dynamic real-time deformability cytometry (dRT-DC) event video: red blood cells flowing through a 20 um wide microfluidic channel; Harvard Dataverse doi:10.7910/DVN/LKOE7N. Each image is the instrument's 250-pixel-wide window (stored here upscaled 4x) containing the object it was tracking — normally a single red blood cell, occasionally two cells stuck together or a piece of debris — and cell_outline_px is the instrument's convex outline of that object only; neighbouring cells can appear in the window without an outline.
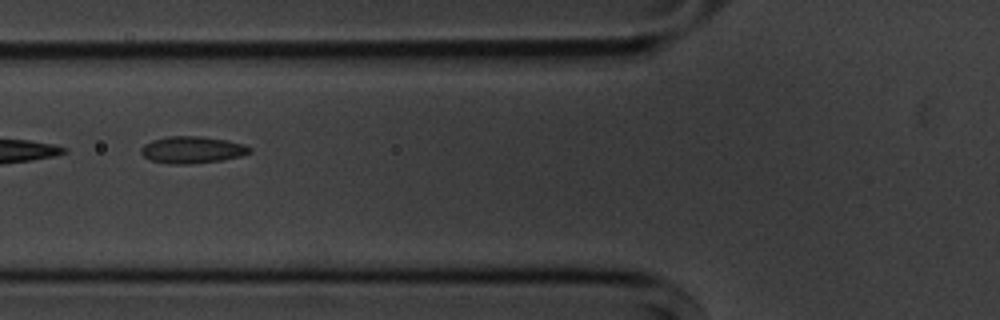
{"species": "common noctule bat (a hibernating species)", "species_latin": "Nyctalus noctula", "temperature_condition": "cold", "stored_images_in_passage": 10, "camera_frame_rate_fps": 3000, "um_per_image_px": 0.085, "animal": {"sex": "male", "body_mass_g": 20.1, "forearm_length_mm": 53.5}, "frame": {"image": 1, "passage_image": 2, "time_ms": 1.333, "image_size_px": [1000, 320], "cell_outline_px": [[252, 152], [240, 156], [220, 160], [188, 164], [168, 164], [152, 160], [144, 156], [140, 152], [140, 148], [144, 144], [152, 140], [168, 136], [200, 136], [228, 140], [244, 144], [252, 148]], "centroid_in_image_um": [16.33, 12.72], "position_along_channel_um": 109.5, "area_um2": 17.05}}
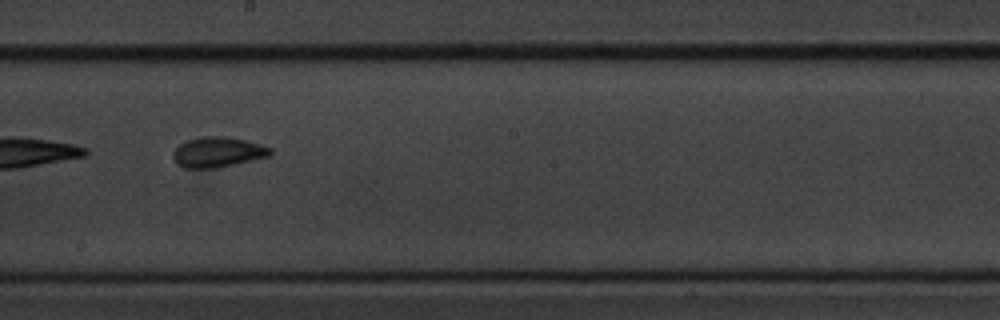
{"frame": {"image": 2, "passage_image": 5, "time_ms": 4.667, "image_size_px": [1000, 320], "cell_outline_px": [[272, 152], [268, 156], [216, 168], [184, 168], [176, 164], [172, 156], [172, 152], [180, 144], [188, 140], [200, 136], [228, 136], [260, 144], [272, 148]], "centroid_in_image_um": [18.47, 12.92], "position_along_channel_um": 229.7, "area_um2": 17.11}}
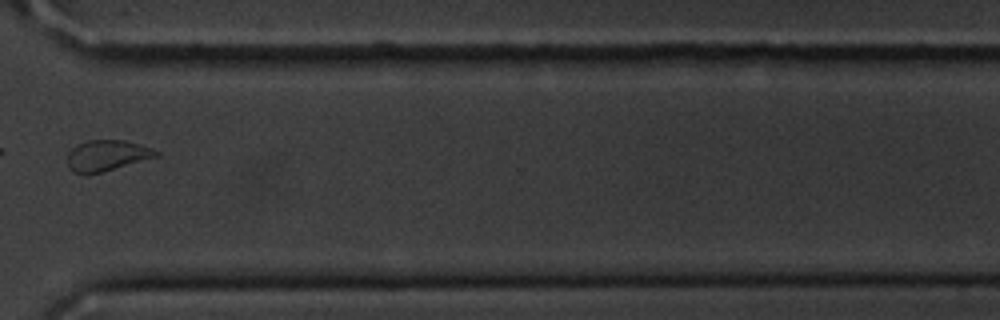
{"frame": {"image": 3, "passage_image": 8, "time_ms": 8.333, "image_size_px": [1000, 320], "cell_outline_px": [[160, 156], [100, 172], [84, 176], [72, 172], [68, 164], [68, 152], [76, 144], [88, 140], [124, 140], [152, 148], [160, 152]], "centroid_in_image_um": [9.06, 13.23], "position_along_channel_um": 361.5, "area_um2": 16.07}}